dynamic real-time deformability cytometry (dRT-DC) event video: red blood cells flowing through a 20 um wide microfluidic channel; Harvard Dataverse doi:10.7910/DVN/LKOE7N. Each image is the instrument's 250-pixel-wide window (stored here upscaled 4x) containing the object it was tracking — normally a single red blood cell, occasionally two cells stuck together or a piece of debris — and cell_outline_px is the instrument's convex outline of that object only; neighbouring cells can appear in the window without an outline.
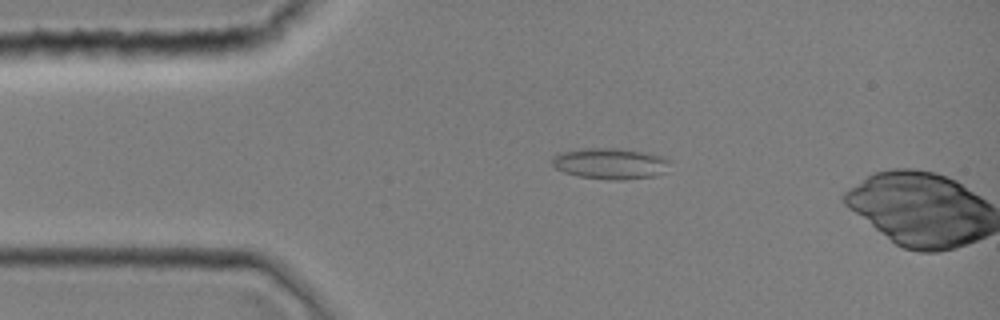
{"species": "common noctule bat (a hibernating species)", "species_latin": "Nyctalus noctula", "temperature_condition": "room temperature", "stored_images_in_passage": 9, "camera_frame_rate_fps": 3000, "um_per_image_px": 0.085, "animal": {"sex": "female", "body_mass_g": 19.0, "forearm_length_mm": 51.5}, "frame": {"image": 1, "passage_image": 8, "time_ms": 2.333, "image_size_px": [1000, 320], "cell_outline_px": [[672, 160], [664, 172], [656, 176], [624, 180], [608, 180], [576, 176], [564, 172], [556, 168], [552, 164], [552, 160], [560, 152], [588, 148], [616, 148], [640, 152], [660, 156]], "centroid_in_image_um": [51.88, 13.92], "position_along_channel_um": 33.1, "area_um2": 21.21}}